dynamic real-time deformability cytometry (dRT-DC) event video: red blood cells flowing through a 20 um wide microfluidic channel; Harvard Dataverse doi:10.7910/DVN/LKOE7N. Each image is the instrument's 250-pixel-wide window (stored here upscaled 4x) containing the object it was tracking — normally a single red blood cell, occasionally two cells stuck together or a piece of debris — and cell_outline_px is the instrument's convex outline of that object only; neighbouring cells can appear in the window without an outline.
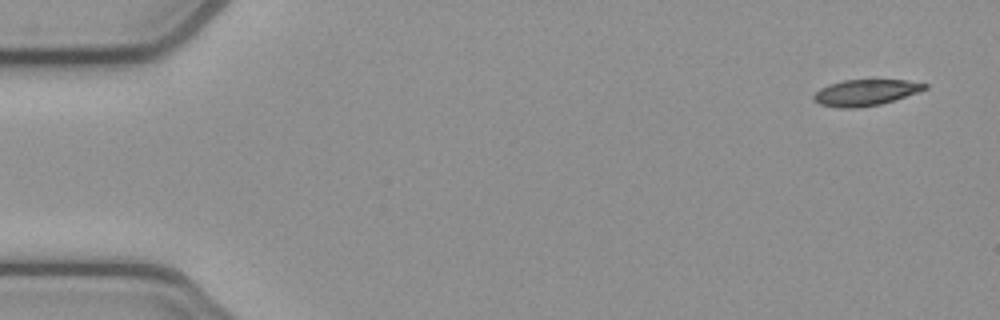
{"species": "common noctule bat (a hibernating species)", "species_latin": "Nyctalus noctula", "temperature_condition": "cold", "stored_images_in_passage": 51, "camera_frame_rate_fps": 3000, "um_per_image_px": 0.085, "animal": {"sex": "female", "body_mass_g": 21.9}, "frame": {"image": 1, "passage_image": 1, "time_ms": 0.0, "image_size_px": [1000, 320], "cell_outline_px": [[928, 88], [880, 104], [856, 108], [840, 108], [820, 104], [812, 96], [820, 88], [828, 84], [844, 80], [908, 80], [928, 84]], "centroid_in_image_um": [73.55, 7.86], "position_along_channel_um": 11.5, "area_um2": 16.65}}
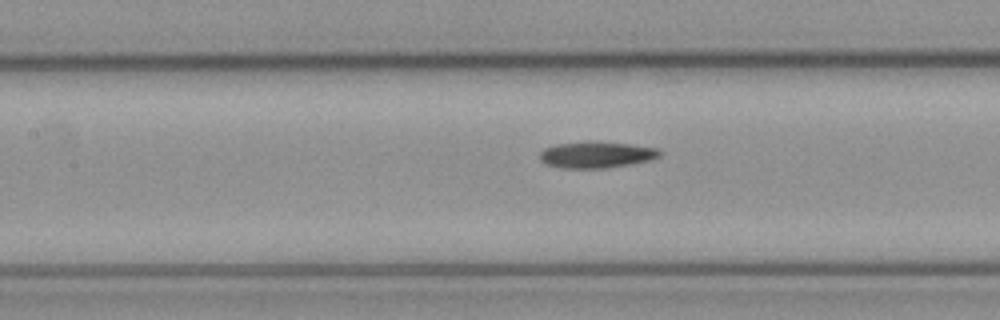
{"frame": {"image": 2, "passage_image": 22, "time_ms": 7.0, "image_size_px": [1000, 320], "cell_outline_px": [[664, 152], [660, 156], [652, 160], [632, 164], [604, 168], [564, 168], [544, 164], [540, 160], [540, 152], [544, 148], [556, 144], [588, 140], [592, 140], [632, 144], [656, 148]], "centroid_in_image_um": [50.71, 13.13], "position_along_channel_um": 156.7, "area_um2": 18.9}}
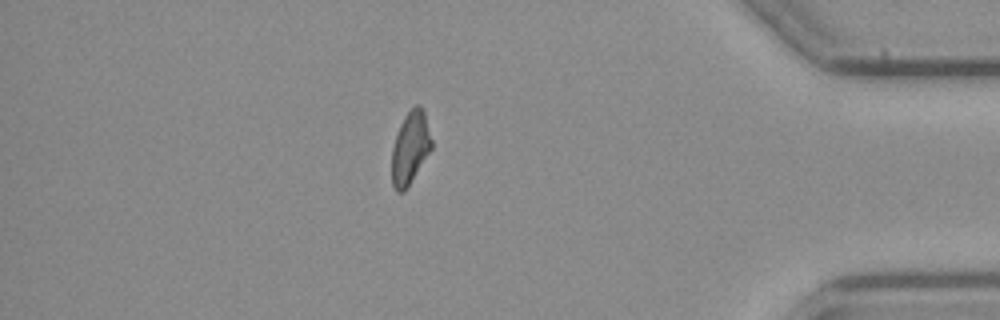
{"frame": {"image": 3, "passage_image": 44, "time_ms": 14.333, "image_size_px": [1000, 320], "cell_outline_px": [[432, 148], [404, 192], [396, 192], [392, 184], [392, 148], [400, 124], [404, 116], [416, 104], [420, 104], [424, 112], [432, 140]], "centroid_in_image_um": [34.86, 12.57], "position_along_channel_um": 400.3, "area_um2": 16.65}, "authors_computed_cell_mechanics": {"area_um2": 17.7446, "velocity_mm_per_s": 3.8808, "shape_relaxation_time_tau1_ms": null, "shape_relaxation_time_tau2_ms": 8.2201, "deformation_change_tau1": null, "deformation_change_tau2": 0.183}}